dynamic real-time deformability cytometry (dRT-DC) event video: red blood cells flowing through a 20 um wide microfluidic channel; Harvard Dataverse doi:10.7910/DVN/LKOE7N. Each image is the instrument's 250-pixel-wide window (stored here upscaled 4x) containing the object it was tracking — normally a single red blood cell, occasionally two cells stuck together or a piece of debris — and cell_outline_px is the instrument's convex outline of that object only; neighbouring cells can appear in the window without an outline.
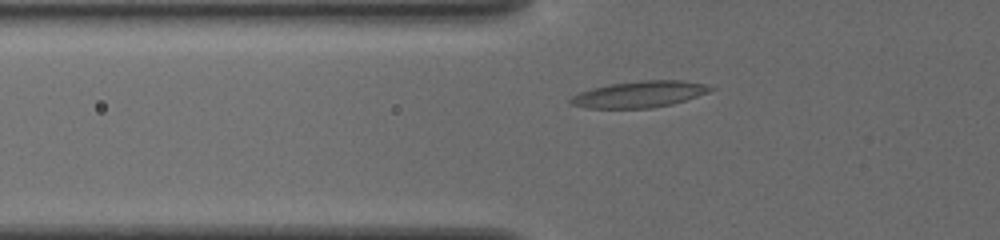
{"species": "common noctule bat (a hibernating species)", "species_latin": "Nyctalus noctula", "temperature_condition": "cold", "stored_images_in_passage": 38, "camera_frame_rate_fps": 3000, "um_per_image_px": 0.085, "animal": {"sex": "female", "body_mass_g": 19.5, "forearm_length_mm": 54.1}, "frame": {"image": 1, "passage_image": 3, "time_ms": 0.667, "image_size_px": [1000, 240], "cell_outline_px": [[716, 88], [708, 92], [672, 104], [652, 108], [584, 108], [568, 104], [568, 100], [572, 96], [580, 92], [592, 88], [612, 84], [640, 80], [684, 80], [704, 84]], "centroid_in_image_um": [54.31, 8.01], "position_along_channel_um": 71.5, "area_um2": 21.5}}
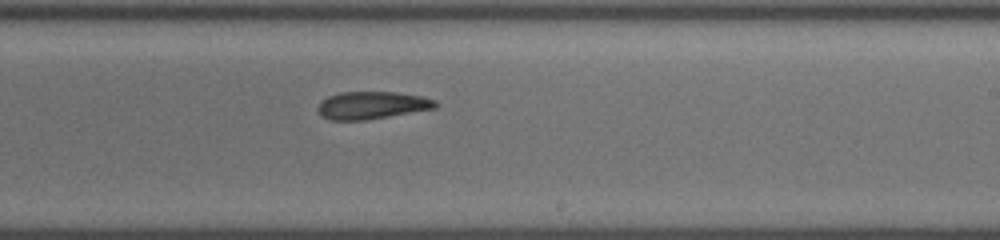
{"frame": {"image": 2, "passage_image": 18, "time_ms": 5.667, "image_size_px": [1000, 240], "cell_outline_px": [[436, 108], [364, 120], [328, 120], [320, 116], [316, 108], [320, 100], [328, 96], [340, 92], [396, 92], [424, 96], [436, 100]], "centroid_in_image_um": [31.55, 8.94], "position_along_channel_um": 257.4, "area_um2": 19.02}}
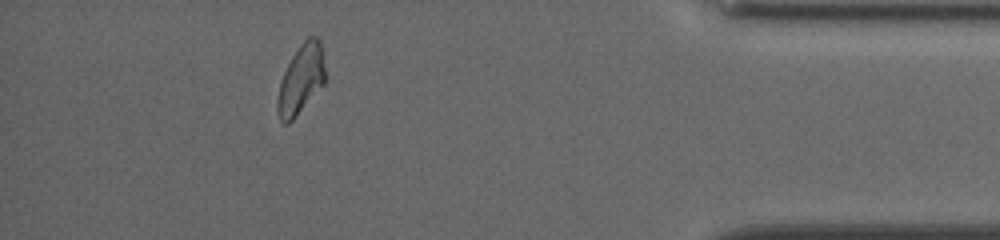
{"frame": {"image": 3, "passage_image": 33, "time_ms": 10.667, "image_size_px": [1000, 240], "cell_outline_px": [[324, 84], [296, 116], [288, 124], [284, 124], [280, 120], [276, 112], [276, 100], [280, 84], [284, 72], [292, 56], [300, 44], [308, 36], [316, 36], [320, 40], [324, 68]], "centroid_in_image_um": [25.55, 6.77], "position_along_channel_um": 409.6, "area_um2": 19.07}, "authors_computed_cell_mechanics": {"area_um2": 19.2763, "velocity_mm_per_s": 3.7949, "shape_relaxation_time_tau1_ms": 7.354, "shape_relaxation_time_tau2_ms": 5.2658, "deformation_change_tau1": 0.1709, "deformation_change_tau2": 0.1207}}